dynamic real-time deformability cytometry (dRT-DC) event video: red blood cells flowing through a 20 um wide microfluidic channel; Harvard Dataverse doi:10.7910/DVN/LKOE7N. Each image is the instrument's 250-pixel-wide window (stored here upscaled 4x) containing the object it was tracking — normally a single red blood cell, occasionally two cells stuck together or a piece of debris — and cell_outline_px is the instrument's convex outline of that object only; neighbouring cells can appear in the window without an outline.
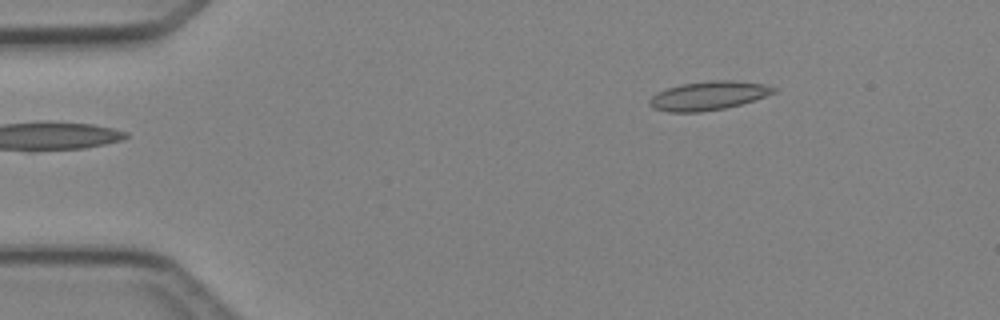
{"species": "Egyptian fruit bat (a non-hibernating species)", "species_latin": "Rousettus aegyptiacus", "temperature_condition": "cold", "stored_images_in_passage": 4, "camera_frame_rate_fps": 3000, "um_per_image_px": 0.085, "animal": {"sex": "female"}, "frame": {"image": 1, "passage_image": 4, "time_ms": 4.333, "image_size_px": [1000, 320], "cell_outline_px": [[776, 92], [740, 104], [724, 108], [700, 112], [668, 112], [652, 108], [648, 104], [648, 100], [656, 92], [680, 84], [708, 80], [736, 80], [764, 84], [776, 88]], "centroid_in_image_um": [60.16, 8.12], "position_along_channel_um": 24.8, "area_um2": 20.87}}